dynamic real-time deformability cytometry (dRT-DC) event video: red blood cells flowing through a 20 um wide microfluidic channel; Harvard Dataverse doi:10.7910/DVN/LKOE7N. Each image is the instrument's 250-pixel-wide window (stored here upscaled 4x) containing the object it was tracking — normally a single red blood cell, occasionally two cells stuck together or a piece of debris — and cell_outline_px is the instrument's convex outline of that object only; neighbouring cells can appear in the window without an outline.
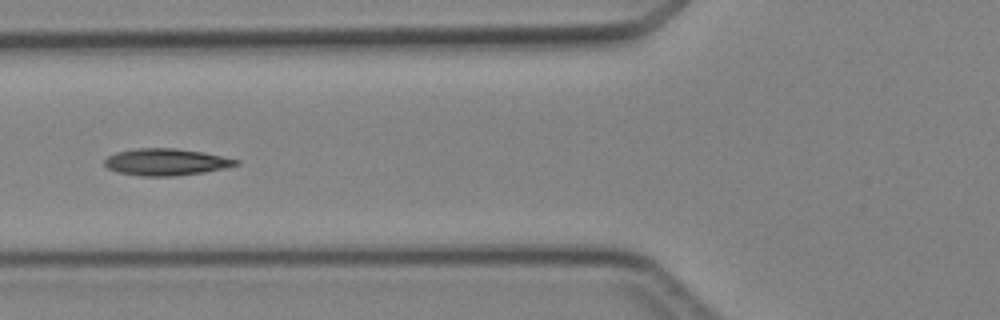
{"species": "Egyptian fruit bat (a non-hibernating species)", "species_latin": "Rousettus aegyptiacus", "temperature_condition": "cold", "stored_images_in_passage": 5, "camera_frame_rate_fps": 3000, "um_per_image_px": 0.085, "animal": {"sex": "female"}, "frame": {"image": 1, "passage_image": 5, "time_ms": 4.333, "image_size_px": [1000, 320], "cell_outline_px": [[240, 164], [224, 168], [204, 172], [172, 176], [140, 176], [116, 172], [108, 168], [104, 164], [104, 160], [108, 156], [116, 152], [136, 148], [176, 148], [204, 152], [240, 160]], "centroid_in_image_um": [14.1, 13.77], "position_along_channel_um": 111.7, "area_um2": 20.63}}